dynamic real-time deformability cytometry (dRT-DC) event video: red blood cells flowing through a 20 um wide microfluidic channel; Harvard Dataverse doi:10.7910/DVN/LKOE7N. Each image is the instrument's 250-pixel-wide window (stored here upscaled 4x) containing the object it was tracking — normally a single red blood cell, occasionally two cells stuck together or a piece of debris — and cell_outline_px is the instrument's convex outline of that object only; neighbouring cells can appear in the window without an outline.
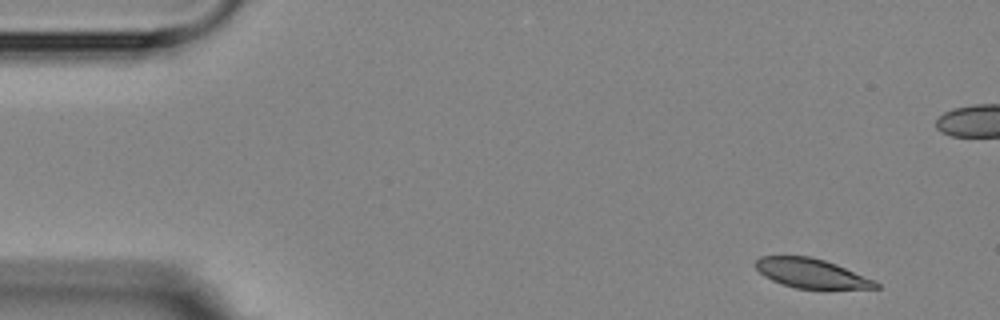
{"species": "Egyptian fruit bat (a non-hibernating species)", "species_latin": "Rousettus aegyptiacus", "temperature_condition": "room temperature", "stored_images_in_passage": 5, "camera_frame_rate_fps": 3000, "um_per_image_px": 0.085, "animal": {"sex": "female"}, "frame": {"image": 1, "passage_image": 1, "time_ms": 0.0, "image_size_px": [1000, 320], "cell_outline_px": [[880, 288], [796, 288], [780, 284], [764, 276], [752, 264], [760, 256], [812, 256], [836, 264], [872, 280], [880, 284]], "centroid_in_image_um": [68.88, 23.22], "position_along_channel_um": 16.1, "area_um2": 20.29}}